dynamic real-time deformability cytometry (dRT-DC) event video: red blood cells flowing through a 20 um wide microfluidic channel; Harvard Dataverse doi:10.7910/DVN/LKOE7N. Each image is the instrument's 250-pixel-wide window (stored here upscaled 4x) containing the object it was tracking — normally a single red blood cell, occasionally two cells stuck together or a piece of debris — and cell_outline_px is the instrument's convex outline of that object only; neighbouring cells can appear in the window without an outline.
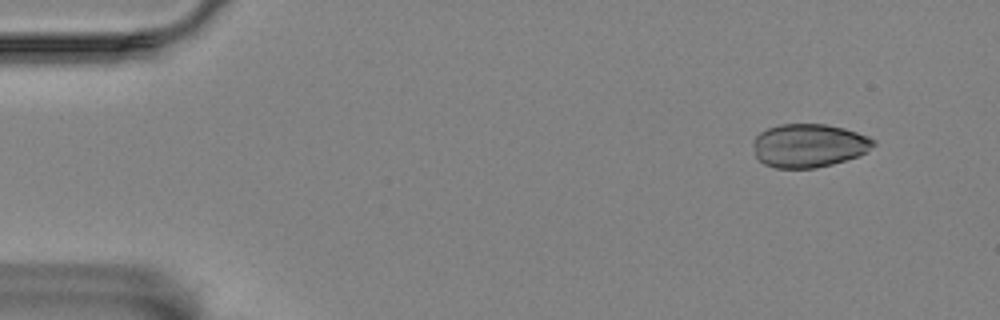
{"species": "Egyptian fruit bat (a non-hibernating species)", "species_latin": "Rousettus aegyptiacus", "temperature_condition": "room temperature", "stored_images_in_passage": 52, "camera_frame_rate_fps": 3000, "um_per_image_px": 0.085, "animal": {"sex": "female"}, "frame": {"image": 1, "passage_image": 1, "time_ms": 0.0, "image_size_px": [1000, 320], "cell_outline_px": [[876, 144], [860, 156], [832, 164], [816, 168], [776, 168], [764, 164], [756, 156], [752, 144], [752, 140], [760, 132], [768, 128], [780, 124], [824, 124], [844, 128], [868, 136], [876, 140]], "centroid_in_image_um": [68.75, 12.37], "position_along_channel_um": 16.2, "area_um2": 30.63}}
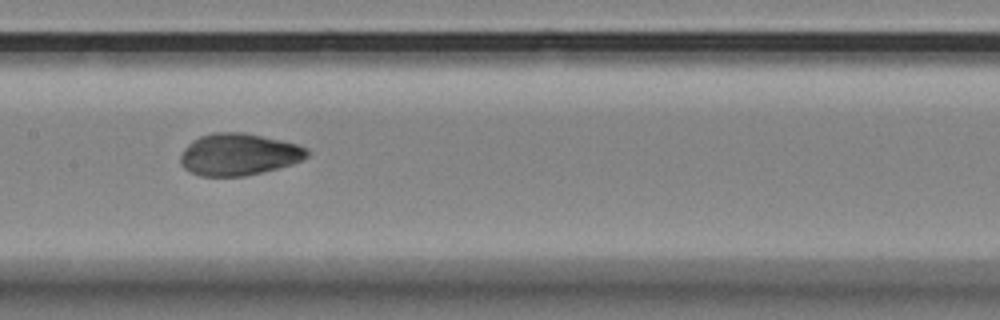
{"frame": {"image": 2, "passage_image": 24, "time_ms": 7.667, "image_size_px": [1000, 320], "cell_outline_px": [[308, 156], [292, 164], [244, 176], [200, 176], [184, 168], [180, 160], [180, 156], [184, 148], [192, 140], [200, 136], [212, 132], [244, 132], [280, 140], [296, 144], [308, 148]], "centroid_in_image_um": [20.26, 13.11], "position_along_channel_um": 187.1, "area_um2": 30.75}}
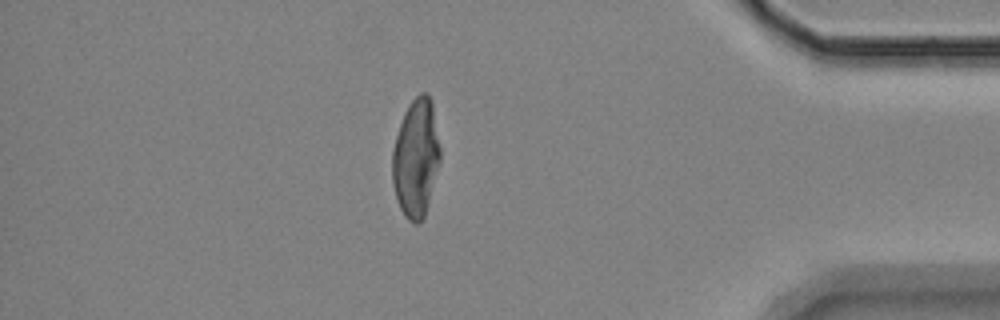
{"frame": {"image": 3, "passage_image": 45, "time_ms": 14.667, "image_size_px": [1000, 320], "cell_outline_px": [[440, 160], [424, 216], [420, 224], [416, 224], [408, 220], [404, 216], [400, 208], [396, 196], [392, 180], [392, 152], [396, 136], [404, 112], [408, 104], [420, 92], [428, 92], [432, 100], [440, 148]], "centroid_in_image_um": [35.35, 13.4], "position_along_channel_um": 399.9, "area_um2": 32.89}}